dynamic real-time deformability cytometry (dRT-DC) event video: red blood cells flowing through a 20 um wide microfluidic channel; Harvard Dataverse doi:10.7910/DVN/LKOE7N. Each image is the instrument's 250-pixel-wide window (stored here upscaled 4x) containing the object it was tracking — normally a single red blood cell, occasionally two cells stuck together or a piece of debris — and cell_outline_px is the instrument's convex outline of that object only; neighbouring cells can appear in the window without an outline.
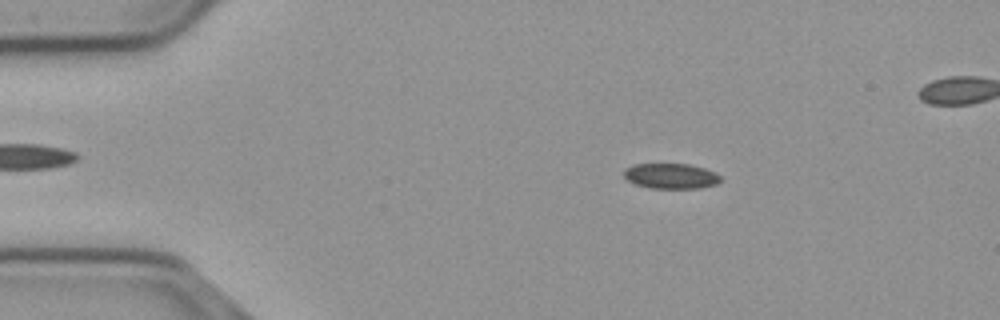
{"species": "common noctule bat (a hibernating species)", "species_latin": "Nyctalus noctula", "temperature_condition": "cold", "stored_images_in_passage": 56, "segment_of_instrument_passage": [1, 2], "camera_frame_rate_fps": 3000, "um_per_image_px": 0.085, "animal": {"sex": "male", "body_mass_g": 23.1, "forearm_length_mm": 52.7}, "frame": {"image": 1, "passage_image": 9, "time_ms": 2.667, "image_size_px": [1000, 320], "cell_outline_px": [[720, 180], [716, 184], [700, 188], [648, 188], [636, 184], [628, 180], [624, 176], [624, 168], [632, 164], [688, 164], [704, 168], [716, 172], [720, 176]], "centroid_in_image_um": [57.01, 14.96], "position_along_channel_um": 28.0, "area_um2": 14.28}}
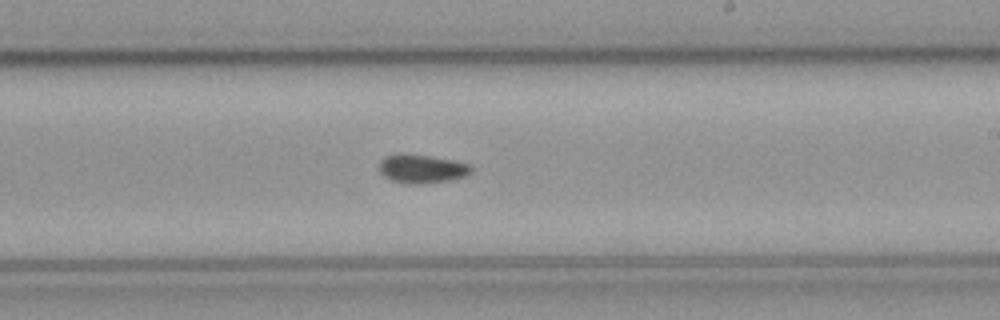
{"frame": {"image": 2, "passage_image": 32, "time_ms": 10.333, "image_size_px": [1000, 320], "cell_outline_px": [[472, 172], [468, 176], [452, 180], [424, 184], [408, 184], [392, 180], [384, 176], [380, 172], [380, 160], [384, 156], [400, 152], [428, 156], [452, 160], [468, 164], [472, 168]], "centroid_in_image_um": [35.85, 14.35], "position_along_channel_um": 253.1, "area_um2": 15.61}}
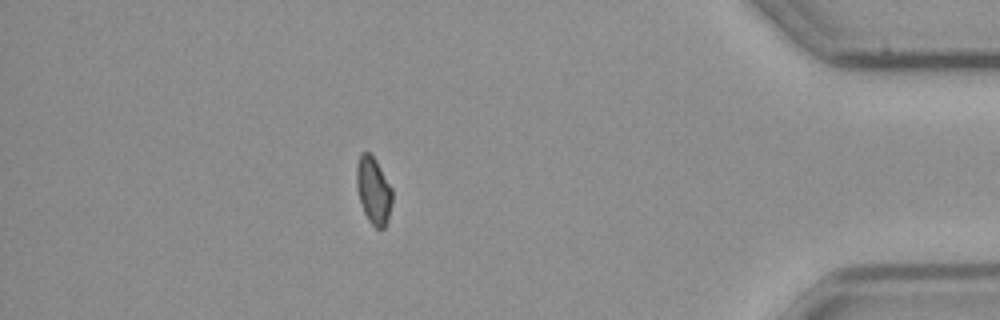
{"frame": {"image": 3, "passage_image": 48, "time_ms": 15.667, "image_size_px": [1000, 320], "cell_outline_px": [[392, 204], [388, 220], [384, 228], [376, 228], [368, 220], [364, 212], [356, 188], [356, 164], [360, 156], [364, 152], [368, 152], [376, 160], [392, 188]], "centroid_in_image_um": [31.75, 16.2], "position_along_channel_um": 403.5, "area_um2": 13.93}}